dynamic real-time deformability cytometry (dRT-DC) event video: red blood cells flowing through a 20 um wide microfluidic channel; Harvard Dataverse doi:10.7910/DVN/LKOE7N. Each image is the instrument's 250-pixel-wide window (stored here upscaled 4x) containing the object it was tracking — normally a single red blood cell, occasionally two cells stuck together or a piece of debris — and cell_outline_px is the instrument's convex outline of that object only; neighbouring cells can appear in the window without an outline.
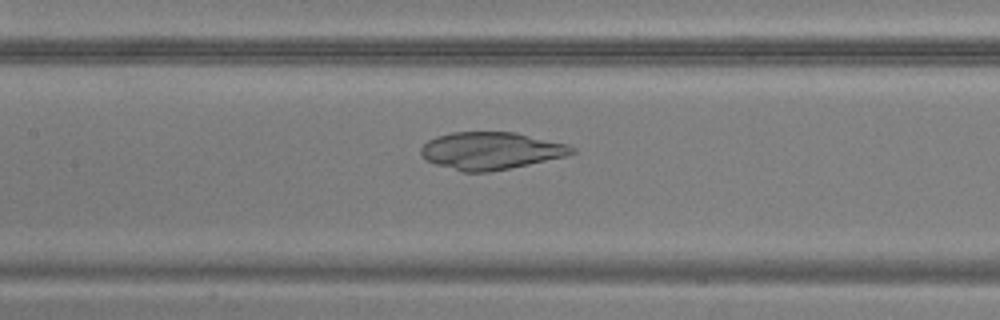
{"species": "common noctule bat (a hibernating species)", "species_latin": "Nyctalus noctula", "temperature_condition": "warm", "stored_images_in_passage": 49, "camera_frame_rate_fps": 3000, "um_per_image_px": 0.085, "animal": {"sex": "male", "body_mass_g": 20.5, "forearm_length_mm": 52.5}, "frame": {"image": 1, "passage_image": 23, "time_ms": 7.333, "image_size_px": [1000, 320], "cell_outline_px": [[576, 152], [564, 156], [528, 164], [488, 172], [460, 172], [424, 160], [420, 152], [420, 148], [428, 140], [436, 136], [452, 132], [516, 132], [568, 144], [576, 148]], "centroid_in_image_um": [41.69, 12.81], "position_along_channel_um": 165.7, "area_um2": 32.89}}
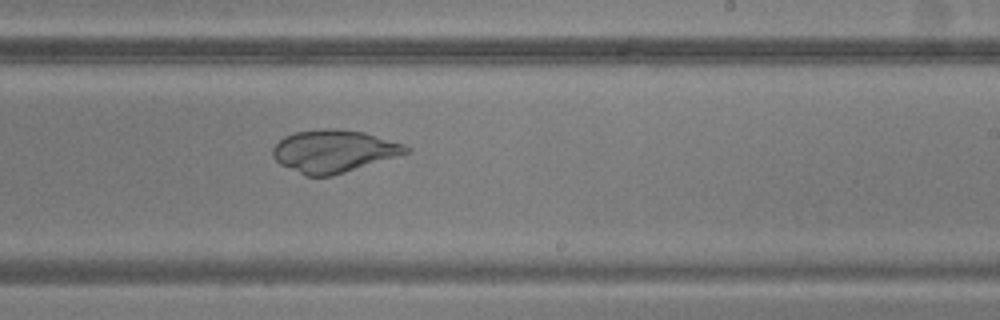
{"frame": {"image": 2, "passage_image": 30, "time_ms": 9.667, "image_size_px": [1000, 320], "cell_outline_px": [[412, 152], [332, 176], [304, 176], [280, 164], [272, 156], [272, 148], [284, 136], [296, 132], [320, 128], [336, 128], [364, 132], [404, 144], [412, 148]], "centroid_in_image_um": [28.38, 12.84], "position_along_channel_um": 260.6, "area_um2": 33.23}}
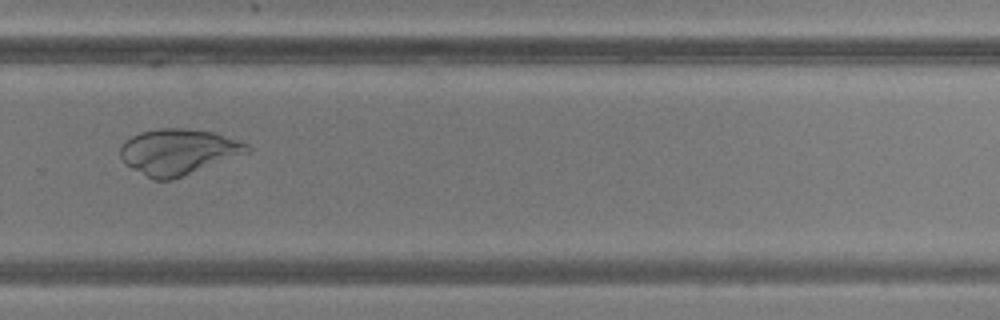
{"frame": {"image": 3, "passage_image": 34, "time_ms": 11.0, "image_size_px": [1000, 320], "cell_outline_px": [[252, 148], [248, 152], [172, 180], [152, 180], [124, 164], [120, 156], [120, 148], [124, 140], [140, 132], [160, 128], [184, 128], [212, 132], [248, 144]], "centroid_in_image_um": [15.09, 12.91], "position_along_channel_um": 314.7, "area_um2": 33.64}}